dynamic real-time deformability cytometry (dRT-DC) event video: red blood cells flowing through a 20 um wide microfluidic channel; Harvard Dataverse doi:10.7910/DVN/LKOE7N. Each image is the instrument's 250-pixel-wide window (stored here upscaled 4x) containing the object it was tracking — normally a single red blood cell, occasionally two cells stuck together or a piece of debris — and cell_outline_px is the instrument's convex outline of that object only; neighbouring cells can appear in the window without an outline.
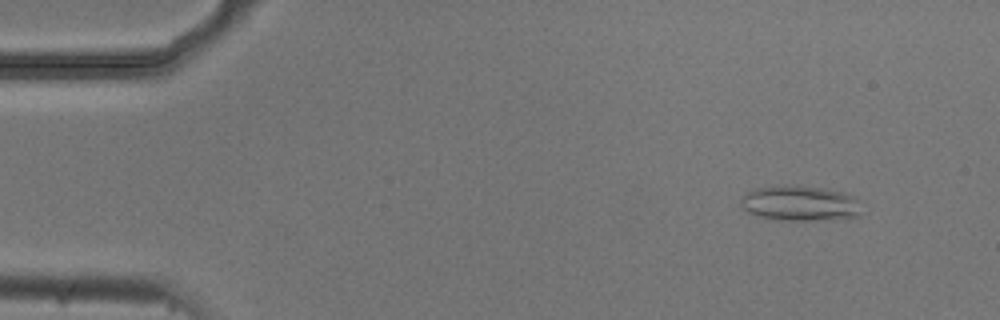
{"species": "common noctule bat (a hibernating species)", "species_latin": "Nyctalus noctula", "temperature_condition": "cold", "stored_images_in_passage": 5, "camera_frame_rate_fps": 3000, "um_per_image_px": 0.085, "animal": {"sex": "male", "body_mass_g": 20.5, "forearm_length_mm": 52.5}, "frame": {"image": 1, "passage_image": 2, "time_ms": 0.333, "image_size_px": [1000, 320], "cell_outline_px": [[860, 216], [836, 220], [772, 220], [756, 216], [748, 212], [740, 204], [740, 200], [744, 192], [756, 188], [784, 184], [800, 184], [824, 188], [844, 192], [852, 196], [856, 200], [860, 212]], "centroid_in_image_um": [67.95, 17.27], "position_along_channel_um": 17.1, "area_um2": 25.49}}